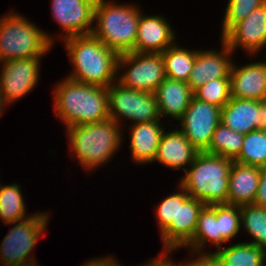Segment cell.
I'll return each mask as SVG.
<instances>
[{
    "instance_id": "obj_37",
    "label": "cell",
    "mask_w": 266,
    "mask_h": 266,
    "mask_svg": "<svg viewBox=\"0 0 266 266\" xmlns=\"http://www.w3.org/2000/svg\"><path fill=\"white\" fill-rule=\"evenodd\" d=\"M119 259H116V256L113 254L106 255V256H99L98 258L88 259L87 261H84L83 265L80 266H122V264L118 261Z\"/></svg>"
},
{
    "instance_id": "obj_35",
    "label": "cell",
    "mask_w": 266,
    "mask_h": 266,
    "mask_svg": "<svg viewBox=\"0 0 266 266\" xmlns=\"http://www.w3.org/2000/svg\"><path fill=\"white\" fill-rule=\"evenodd\" d=\"M188 266H221L213 254H196L188 252Z\"/></svg>"
},
{
    "instance_id": "obj_36",
    "label": "cell",
    "mask_w": 266,
    "mask_h": 266,
    "mask_svg": "<svg viewBox=\"0 0 266 266\" xmlns=\"http://www.w3.org/2000/svg\"><path fill=\"white\" fill-rule=\"evenodd\" d=\"M254 205L266 209V167L260 168L259 185Z\"/></svg>"
},
{
    "instance_id": "obj_32",
    "label": "cell",
    "mask_w": 266,
    "mask_h": 266,
    "mask_svg": "<svg viewBox=\"0 0 266 266\" xmlns=\"http://www.w3.org/2000/svg\"><path fill=\"white\" fill-rule=\"evenodd\" d=\"M221 23V38L238 22L244 20L255 8L266 0H227Z\"/></svg>"
},
{
    "instance_id": "obj_27",
    "label": "cell",
    "mask_w": 266,
    "mask_h": 266,
    "mask_svg": "<svg viewBox=\"0 0 266 266\" xmlns=\"http://www.w3.org/2000/svg\"><path fill=\"white\" fill-rule=\"evenodd\" d=\"M189 48L176 42L162 52L166 77L188 82L197 54V49Z\"/></svg>"
},
{
    "instance_id": "obj_39",
    "label": "cell",
    "mask_w": 266,
    "mask_h": 266,
    "mask_svg": "<svg viewBox=\"0 0 266 266\" xmlns=\"http://www.w3.org/2000/svg\"><path fill=\"white\" fill-rule=\"evenodd\" d=\"M264 106V120H265V129H266V97L262 100Z\"/></svg>"
},
{
    "instance_id": "obj_40",
    "label": "cell",
    "mask_w": 266,
    "mask_h": 266,
    "mask_svg": "<svg viewBox=\"0 0 266 266\" xmlns=\"http://www.w3.org/2000/svg\"><path fill=\"white\" fill-rule=\"evenodd\" d=\"M40 264L38 262L35 263H27L22 265H11V266H39Z\"/></svg>"
},
{
    "instance_id": "obj_13",
    "label": "cell",
    "mask_w": 266,
    "mask_h": 266,
    "mask_svg": "<svg viewBox=\"0 0 266 266\" xmlns=\"http://www.w3.org/2000/svg\"><path fill=\"white\" fill-rule=\"evenodd\" d=\"M221 39L235 54L240 49L251 60L262 56L266 52V3L236 23Z\"/></svg>"
},
{
    "instance_id": "obj_41",
    "label": "cell",
    "mask_w": 266,
    "mask_h": 266,
    "mask_svg": "<svg viewBox=\"0 0 266 266\" xmlns=\"http://www.w3.org/2000/svg\"><path fill=\"white\" fill-rule=\"evenodd\" d=\"M264 54H265V55H264ZM264 54H263V56H264L263 58H264V59H265V61H266V52H265Z\"/></svg>"
},
{
    "instance_id": "obj_15",
    "label": "cell",
    "mask_w": 266,
    "mask_h": 266,
    "mask_svg": "<svg viewBox=\"0 0 266 266\" xmlns=\"http://www.w3.org/2000/svg\"><path fill=\"white\" fill-rule=\"evenodd\" d=\"M143 12L138 23L135 52L162 53L177 42V32L165 15Z\"/></svg>"
},
{
    "instance_id": "obj_3",
    "label": "cell",
    "mask_w": 266,
    "mask_h": 266,
    "mask_svg": "<svg viewBox=\"0 0 266 266\" xmlns=\"http://www.w3.org/2000/svg\"><path fill=\"white\" fill-rule=\"evenodd\" d=\"M61 44L72 66L66 77L104 88L117 81L119 54L92 34L69 37Z\"/></svg>"
},
{
    "instance_id": "obj_31",
    "label": "cell",
    "mask_w": 266,
    "mask_h": 266,
    "mask_svg": "<svg viewBox=\"0 0 266 266\" xmlns=\"http://www.w3.org/2000/svg\"><path fill=\"white\" fill-rule=\"evenodd\" d=\"M217 220L221 233V248L232 243L241 233V206L217 204Z\"/></svg>"
},
{
    "instance_id": "obj_1",
    "label": "cell",
    "mask_w": 266,
    "mask_h": 266,
    "mask_svg": "<svg viewBox=\"0 0 266 266\" xmlns=\"http://www.w3.org/2000/svg\"><path fill=\"white\" fill-rule=\"evenodd\" d=\"M69 143L68 153L87 174L108 165L122 144L123 128L112 118L100 122L70 126L64 129ZM117 152V153H116ZM76 158V159H75Z\"/></svg>"
},
{
    "instance_id": "obj_28",
    "label": "cell",
    "mask_w": 266,
    "mask_h": 266,
    "mask_svg": "<svg viewBox=\"0 0 266 266\" xmlns=\"http://www.w3.org/2000/svg\"><path fill=\"white\" fill-rule=\"evenodd\" d=\"M241 233L248 235L245 242L266 249V209L254 204L241 206Z\"/></svg>"
},
{
    "instance_id": "obj_38",
    "label": "cell",
    "mask_w": 266,
    "mask_h": 266,
    "mask_svg": "<svg viewBox=\"0 0 266 266\" xmlns=\"http://www.w3.org/2000/svg\"><path fill=\"white\" fill-rule=\"evenodd\" d=\"M7 107L9 108V106L5 103L3 96L1 95V92H0V118H3V115H4Z\"/></svg>"
},
{
    "instance_id": "obj_24",
    "label": "cell",
    "mask_w": 266,
    "mask_h": 266,
    "mask_svg": "<svg viewBox=\"0 0 266 266\" xmlns=\"http://www.w3.org/2000/svg\"><path fill=\"white\" fill-rule=\"evenodd\" d=\"M204 206L203 202L191 198L178 183L177 250H182L192 240Z\"/></svg>"
},
{
    "instance_id": "obj_6",
    "label": "cell",
    "mask_w": 266,
    "mask_h": 266,
    "mask_svg": "<svg viewBox=\"0 0 266 266\" xmlns=\"http://www.w3.org/2000/svg\"><path fill=\"white\" fill-rule=\"evenodd\" d=\"M40 28L17 10L0 16V62L30 57H46L53 44Z\"/></svg>"
},
{
    "instance_id": "obj_5",
    "label": "cell",
    "mask_w": 266,
    "mask_h": 266,
    "mask_svg": "<svg viewBox=\"0 0 266 266\" xmlns=\"http://www.w3.org/2000/svg\"><path fill=\"white\" fill-rule=\"evenodd\" d=\"M232 164V159L199 152L177 182L205 205L227 204Z\"/></svg>"
},
{
    "instance_id": "obj_9",
    "label": "cell",
    "mask_w": 266,
    "mask_h": 266,
    "mask_svg": "<svg viewBox=\"0 0 266 266\" xmlns=\"http://www.w3.org/2000/svg\"><path fill=\"white\" fill-rule=\"evenodd\" d=\"M165 78L162 53L119 54L117 82L123 87L154 94Z\"/></svg>"
},
{
    "instance_id": "obj_25",
    "label": "cell",
    "mask_w": 266,
    "mask_h": 266,
    "mask_svg": "<svg viewBox=\"0 0 266 266\" xmlns=\"http://www.w3.org/2000/svg\"><path fill=\"white\" fill-rule=\"evenodd\" d=\"M213 255L221 266H266V249L243 240L230 245L228 243Z\"/></svg>"
},
{
    "instance_id": "obj_18",
    "label": "cell",
    "mask_w": 266,
    "mask_h": 266,
    "mask_svg": "<svg viewBox=\"0 0 266 266\" xmlns=\"http://www.w3.org/2000/svg\"><path fill=\"white\" fill-rule=\"evenodd\" d=\"M169 128L167 131L165 129L161 136L153 163L157 162L172 171L181 170L184 172L200 151L189 142L177 127L175 128V125L174 128L171 126Z\"/></svg>"
},
{
    "instance_id": "obj_19",
    "label": "cell",
    "mask_w": 266,
    "mask_h": 266,
    "mask_svg": "<svg viewBox=\"0 0 266 266\" xmlns=\"http://www.w3.org/2000/svg\"><path fill=\"white\" fill-rule=\"evenodd\" d=\"M220 122L230 129L247 134L254 130H264V106L262 101L231 98L221 108Z\"/></svg>"
},
{
    "instance_id": "obj_17",
    "label": "cell",
    "mask_w": 266,
    "mask_h": 266,
    "mask_svg": "<svg viewBox=\"0 0 266 266\" xmlns=\"http://www.w3.org/2000/svg\"><path fill=\"white\" fill-rule=\"evenodd\" d=\"M167 121H151L128 125L123 129L129 135L130 159L134 165H149L156 157L161 136L167 128ZM127 128V130H125ZM127 131V132H126ZM129 131V132H128Z\"/></svg>"
},
{
    "instance_id": "obj_30",
    "label": "cell",
    "mask_w": 266,
    "mask_h": 266,
    "mask_svg": "<svg viewBox=\"0 0 266 266\" xmlns=\"http://www.w3.org/2000/svg\"><path fill=\"white\" fill-rule=\"evenodd\" d=\"M237 163L254 167H266V129L244 134L243 145Z\"/></svg>"
},
{
    "instance_id": "obj_16",
    "label": "cell",
    "mask_w": 266,
    "mask_h": 266,
    "mask_svg": "<svg viewBox=\"0 0 266 266\" xmlns=\"http://www.w3.org/2000/svg\"><path fill=\"white\" fill-rule=\"evenodd\" d=\"M240 65L234 60L230 74V97L262 101L266 97V61Z\"/></svg>"
},
{
    "instance_id": "obj_33",
    "label": "cell",
    "mask_w": 266,
    "mask_h": 266,
    "mask_svg": "<svg viewBox=\"0 0 266 266\" xmlns=\"http://www.w3.org/2000/svg\"><path fill=\"white\" fill-rule=\"evenodd\" d=\"M193 96L200 101L223 108L231 99L230 78L210 80L196 89Z\"/></svg>"
},
{
    "instance_id": "obj_12",
    "label": "cell",
    "mask_w": 266,
    "mask_h": 266,
    "mask_svg": "<svg viewBox=\"0 0 266 266\" xmlns=\"http://www.w3.org/2000/svg\"><path fill=\"white\" fill-rule=\"evenodd\" d=\"M220 118V107L200 101L193 96L175 127L198 151L205 152L209 148L216 127L221 123Z\"/></svg>"
},
{
    "instance_id": "obj_29",
    "label": "cell",
    "mask_w": 266,
    "mask_h": 266,
    "mask_svg": "<svg viewBox=\"0 0 266 266\" xmlns=\"http://www.w3.org/2000/svg\"><path fill=\"white\" fill-rule=\"evenodd\" d=\"M243 140L244 134L238 133L220 123L216 127L209 148L205 152L220 155L234 161L239 156Z\"/></svg>"
},
{
    "instance_id": "obj_7",
    "label": "cell",
    "mask_w": 266,
    "mask_h": 266,
    "mask_svg": "<svg viewBox=\"0 0 266 266\" xmlns=\"http://www.w3.org/2000/svg\"><path fill=\"white\" fill-rule=\"evenodd\" d=\"M50 213L53 212L37 211L28 219L5 224V226L11 225V228L0 242L1 266L38 262L33 250L38 246L41 237L47 235L45 233L48 232V224L50 216H52Z\"/></svg>"
},
{
    "instance_id": "obj_34",
    "label": "cell",
    "mask_w": 266,
    "mask_h": 266,
    "mask_svg": "<svg viewBox=\"0 0 266 266\" xmlns=\"http://www.w3.org/2000/svg\"><path fill=\"white\" fill-rule=\"evenodd\" d=\"M176 250H162L160 254L154 258H150L148 261L143 263V266H188V258L181 260L180 262L173 260L172 256ZM176 261V262H175Z\"/></svg>"
},
{
    "instance_id": "obj_21",
    "label": "cell",
    "mask_w": 266,
    "mask_h": 266,
    "mask_svg": "<svg viewBox=\"0 0 266 266\" xmlns=\"http://www.w3.org/2000/svg\"><path fill=\"white\" fill-rule=\"evenodd\" d=\"M260 178V168L233 161L229 173L227 204L236 206L254 204Z\"/></svg>"
},
{
    "instance_id": "obj_14",
    "label": "cell",
    "mask_w": 266,
    "mask_h": 266,
    "mask_svg": "<svg viewBox=\"0 0 266 266\" xmlns=\"http://www.w3.org/2000/svg\"><path fill=\"white\" fill-rule=\"evenodd\" d=\"M219 49H197L196 59L187 84L194 92L210 80L230 78L234 52L221 39Z\"/></svg>"
},
{
    "instance_id": "obj_20",
    "label": "cell",
    "mask_w": 266,
    "mask_h": 266,
    "mask_svg": "<svg viewBox=\"0 0 266 266\" xmlns=\"http://www.w3.org/2000/svg\"><path fill=\"white\" fill-rule=\"evenodd\" d=\"M154 95L161 120L167 118V123L173 127L175 123L172 124V122H178L188 108L193 97V91L187 82L166 77L159 84Z\"/></svg>"
},
{
    "instance_id": "obj_2",
    "label": "cell",
    "mask_w": 266,
    "mask_h": 266,
    "mask_svg": "<svg viewBox=\"0 0 266 266\" xmlns=\"http://www.w3.org/2000/svg\"><path fill=\"white\" fill-rule=\"evenodd\" d=\"M51 90L54 115L65 129L110 118L107 88L65 76Z\"/></svg>"
},
{
    "instance_id": "obj_23",
    "label": "cell",
    "mask_w": 266,
    "mask_h": 266,
    "mask_svg": "<svg viewBox=\"0 0 266 266\" xmlns=\"http://www.w3.org/2000/svg\"><path fill=\"white\" fill-rule=\"evenodd\" d=\"M176 187L173 193H168L153 208L162 250L177 251L178 182Z\"/></svg>"
},
{
    "instance_id": "obj_11",
    "label": "cell",
    "mask_w": 266,
    "mask_h": 266,
    "mask_svg": "<svg viewBox=\"0 0 266 266\" xmlns=\"http://www.w3.org/2000/svg\"><path fill=\"white\" fill-rule=\"evenodd\" d=\"M44 57L0 62V92L8 106L29 95L40 81Z\"/></svg>"
},
{
    "instance_id": "obj_22",
    "label": "cell",
    "mask_w": 266,
    "mask_h": 266,
    "mask_svg": "<svg viewBox=\"0 0 266 266\" xmlns=\"http://www.w3.org/2000/svg\"><path fill=\"white\" fill-rule=\"evenodd\" d=\"M210 245L215 249H206L207 246L210 248ZM220 248L221 233L217 220V204L205 205L200 211L194 236L183 249L196 254H213Z\"/></svg>"
},
{
    "instance_id": "obj_10",
    "label": "cell",
    "mask_w": 266,
    "mask_h": 266,
    "mask_svg": "<svg viewBox=\"0 0 266 266\" xmlns=\"http://www.w3.org/2000/svg\"><path fill=\"white\" fill-rule=\"evenodd\" d=\"M51 17L58 25L59 34L46 32L49 41L54 45L56 41L66 38L89 35L94 25V9L97 0H50Z\"/></svg>"
},
{
    "instance_id": "obj_8",
    "label": "cell",
    "mask_w": 266,
    "mask_h": 266,
    "mask_svg": "<svg viewBox=\"0 0 266 266\" xmlns=\"http://www.w3.org/2000/svg\"><path fill=\"white\" fill-rule=\"evenodd\" d=\"M107 93L109 116L123 129L136 123L164 121L152 93L123 87L117 81L107 87Z\"/></svg>"
},
{
    "instance_id": "obj_4",
    "label": "cell",
    "mask_w": 266,
    "mask_h": 266,
    "mask_svg": "<svg viewBox=\"0 0 266 266\" xmlns=\"http://www.w3.org/2000/svg\"><path fill=\"white\" fill-rule=\"evenodd\" d=\"M137 4L97 0L91 34L118 54L135 52L138 23L144 11Z\"/></svg>"
},
{
    "instance_id": "obj_26",
    "label": "cell",
    "mask_w": 266,
    "mask_h": 266,
    "mask_svg": "<svg viewBox=\"0 0 266 266\" xmlns=\"http://www.w3.org/2000/svg\"><path fill=\"white\" fill-rule=\"evenodd\" d=\"M20 183H2L0 178V220L2 224L16 223L30 218ZM0 221V222H1Z\"/></svg>"
}]
</instances>
